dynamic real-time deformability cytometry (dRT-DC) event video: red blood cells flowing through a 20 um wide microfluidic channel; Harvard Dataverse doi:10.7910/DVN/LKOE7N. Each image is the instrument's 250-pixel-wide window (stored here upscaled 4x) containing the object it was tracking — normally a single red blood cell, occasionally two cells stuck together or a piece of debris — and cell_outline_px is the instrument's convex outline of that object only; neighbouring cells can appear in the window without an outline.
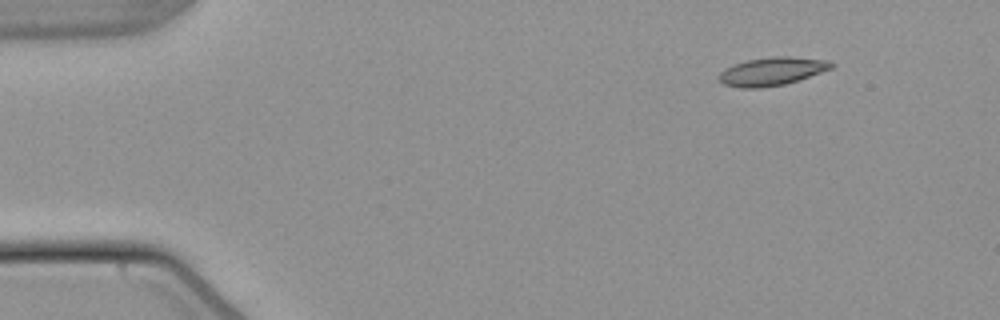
{"species": "common noctule bat (a hibernating species)", "species_latin": "Nyctalus noctula", "temperature_condition": "warm", "stored_images_in_passage": 46, "camera_frame_rate_fps": 3000, "um_per_image_px": 0.085, "animal": {"sex": "male", "body_mass_g": 21.5, "forearm_length_mm": 52.0}, "frame": {"image": 1, "passage_image": 1, "time_ms": 0.0, "image_size_px": [1000, 320], "cell_outline_px": [[836, 64], [832, 68], [784, 84], [760, 88], [740, 88], [724, 84], [720, 80], [720, 72], [724, 68], [732, 64], [748, 60], [776, 56], [788, 56], [828, 60]], "centroid_in_image_um": [65.6, 6.05], "position_along_channel_um": 19.4, "area_um2": 18.26}}
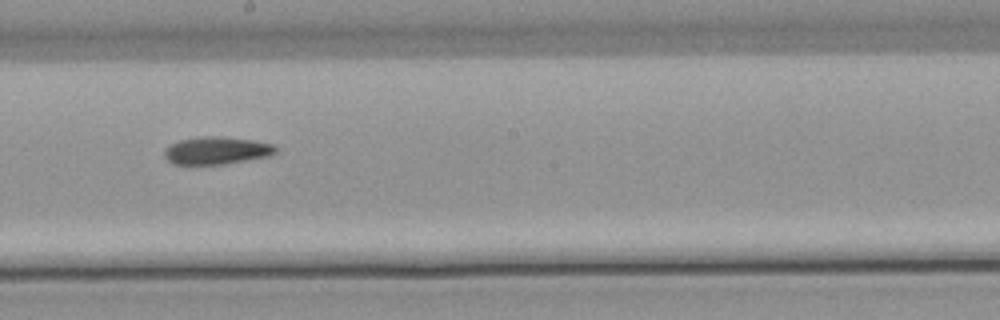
{"frame": {"image": 2, "passage_image": 25, "time_ms": 8.0, "image_size_px": [1000, 320], "cell_outline_px": [[276, 152], [268, 156], [224, 164], [172, 164], [164, 156], [164, 148], [180, 140], [200, 136], [224, 136], [252, 140], [276, 144]], "centroid_in_image_um": [18.41, 12.78], "position_along_channel_um": 229.8, "area_um2": 17.92}}
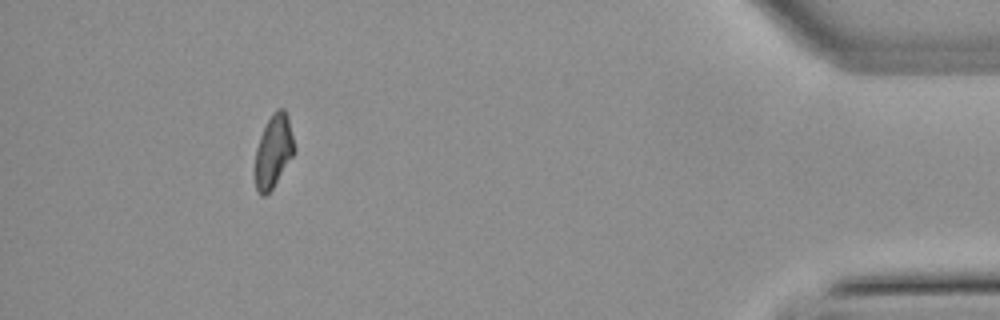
{"frame": {"image": 3, "passage_image": 44, "time_ms": 14.333, "image_size_px": [1000, 320], "cell_outline_px": [[296, 148], [292, 156], [272, 188], [264, 196], [260, 196], [256, 192], [252, 172], [256, 148], [260, 136], [272, 112], [276, 108], [284, 108], [288, 116]], "centroid_in_image_um": [23.2, 12.87], "position_along_channel_um": 412.0, "area_um2": 17.11}}